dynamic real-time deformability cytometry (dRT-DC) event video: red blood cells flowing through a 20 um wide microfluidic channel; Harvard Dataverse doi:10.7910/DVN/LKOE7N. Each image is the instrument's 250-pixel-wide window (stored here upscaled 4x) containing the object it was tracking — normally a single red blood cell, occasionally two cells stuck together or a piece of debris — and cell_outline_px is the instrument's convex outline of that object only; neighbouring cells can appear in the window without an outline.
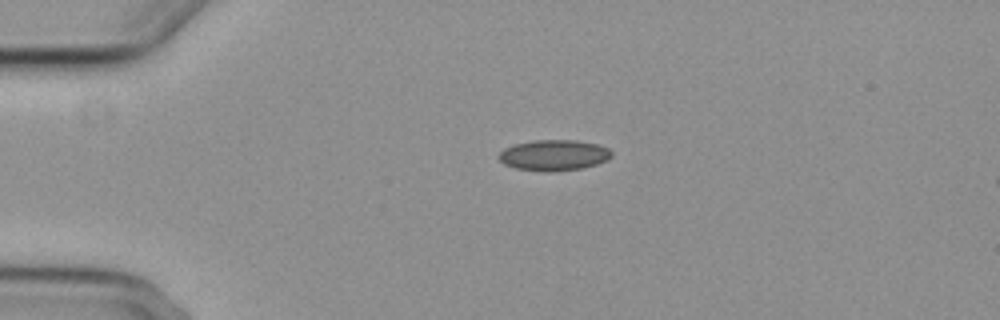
{"species": "common noctule bat (a hibernating species)", "species_latin": "Nyctalus noctula", "temperature_condition": "cold", "stored_images_in_passage": 3, "segment_of_instrument_passage": [1, 2], "camera_frame_rate_fps": 3000, "um_per_image_px": 0.085, "animal": {"sex": "female", "body_mass_g": 29.2, "forearm_length_mm": 56.3}, "frame": {"image": 1, "passage_image": 1, "time_ms": 0.0, "image_size_px": [1000, 320], "cell_outline_px": [[612, 156], [608, 160], [596, 164], [580, 168], [516, 168], [504, 164], [496, 156], [504, 148], [516, 144], [532, 140], [576, 140], [600, 144], [608, 148], [612, 152]], "centroid_in_image_um": [47.11, 13.12], "position_along_channel_um": 37.9, "area_um2": 19.36}}